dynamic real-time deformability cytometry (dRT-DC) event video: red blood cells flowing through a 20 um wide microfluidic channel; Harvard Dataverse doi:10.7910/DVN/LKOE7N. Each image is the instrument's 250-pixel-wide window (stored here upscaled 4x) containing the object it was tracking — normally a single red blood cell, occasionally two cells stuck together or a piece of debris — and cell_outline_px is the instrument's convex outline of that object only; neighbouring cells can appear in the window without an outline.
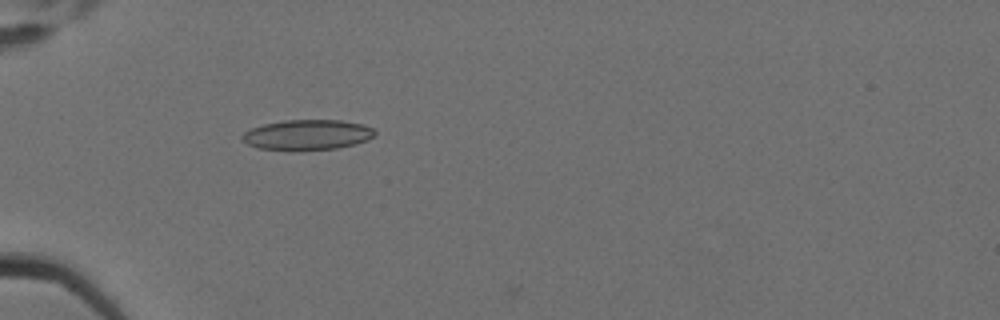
{"species": "Egyptian fruit bat (a non-hibernating species)", "species_latin": "Rousettus aegyptiacus", "temperature_condition": "cold", "stored_images_in_passage": 5, "camera_frame_rate_fps": 3000, "um_per_image_px": 0.085, "animal": {"sex": "female"}, "frame": {"image": 1, "passage_image": 5, "time_ms": 1.333, "image_size_px": [1000, 320], "cell_outline_px": [[376, 136], [368, 140], [336, 148], [296, 152], [288, 152], [256, 148], [248, 144], [240, 136], [244, 132], [252, 128], [264, 124], [284, 120], [340, 120], [364, 124], [372, 128], [376, 132]], "centroid_in_image_um": [26.1, 11.48], "position_along_channel_um": 58.9, "area_um2": 23.93}}